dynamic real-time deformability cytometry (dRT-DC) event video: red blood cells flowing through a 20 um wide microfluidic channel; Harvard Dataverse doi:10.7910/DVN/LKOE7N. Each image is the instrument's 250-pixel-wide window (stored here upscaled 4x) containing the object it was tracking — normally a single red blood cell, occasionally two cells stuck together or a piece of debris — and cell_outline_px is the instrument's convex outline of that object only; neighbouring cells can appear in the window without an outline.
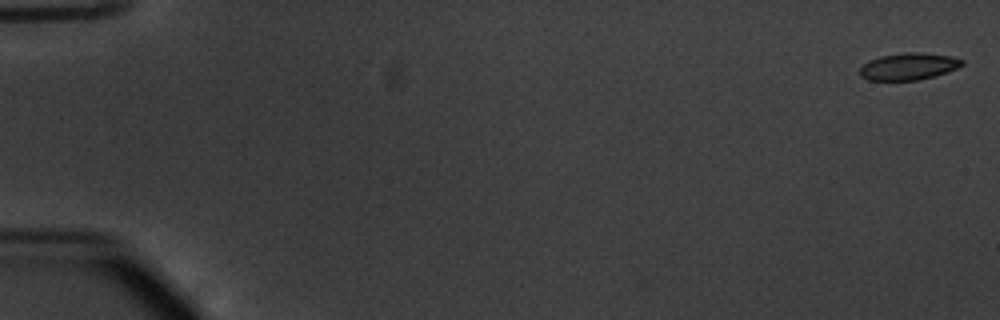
{"species": "common noctule bat (a hibernating species)", "species_latin": "Nyctalus noctula", "temperature_condition": "warm", "stored_images_in_passage": 50, "camera_frame_rate_fps": 3000, "um_per_image_px": 0.085, "animal": {"sex": "male", "body_mass_g": 20.1, "forearm_length_mm": 53.5}, "frame": {"image": 1, "passage_image": 1, "time_ms": 0.0, "image_size_px": [1000, 320], "cell_outline_px": [[964, 64], [948, 72], [916, 80], [868, 80], [860, 76], [860, 68], [868, 60], [880, 56], [904, 52], [920, 52], [952, 56], [964, 60]], "centroid_in_image_um": [77.22, 5.63], "position_along_channel_um": 7.8, "area_um2": 16.07}}
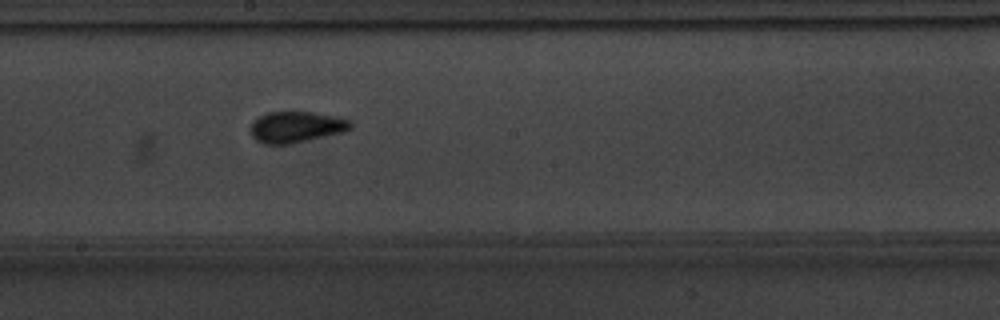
{"frame": {"image": 2, "passage_image": 31, "time_ms": 10.0, "image_size_px": [1000, 320], "cell_outline_px": [[352, 128], [344, 132], [292, 144], [264, 144], [256, 140], [252, 136], [248, 128], [252, 120], [268, 112], [312, 112], [336, 116], [352, 120]], "centroid_in_image_um": [25.17, 10.8], "position_along_channel_um": 223.0, "area_um2": 18.5}}
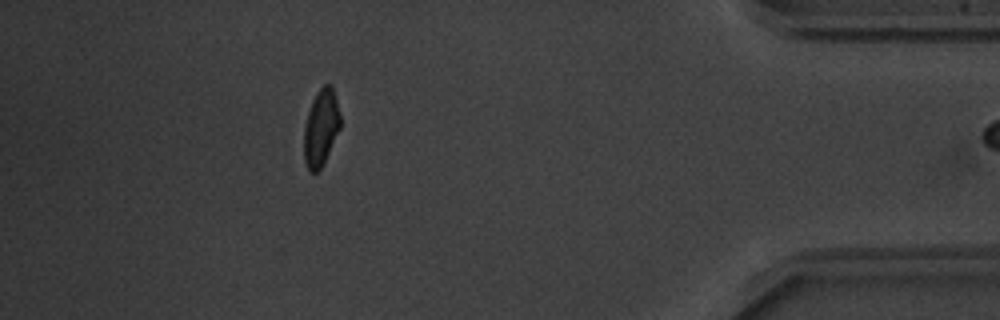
{"frame": {"image": 3, "passage_image": 49, "time_ms": 16.0, "image_size_px": [1000, 320], "cell_outline_px": [[340, 128], [320, 168], [316, 172], [308, 172], [304, 160], [304, 128], [308, 112], [312, 100], [316, 92], [324, 84], [332, 84], [340, 116]], "centroid_in_image_um": [27.26, 10.83], "position_along_channel_um": 407.9, "area_um2": 16.01}}